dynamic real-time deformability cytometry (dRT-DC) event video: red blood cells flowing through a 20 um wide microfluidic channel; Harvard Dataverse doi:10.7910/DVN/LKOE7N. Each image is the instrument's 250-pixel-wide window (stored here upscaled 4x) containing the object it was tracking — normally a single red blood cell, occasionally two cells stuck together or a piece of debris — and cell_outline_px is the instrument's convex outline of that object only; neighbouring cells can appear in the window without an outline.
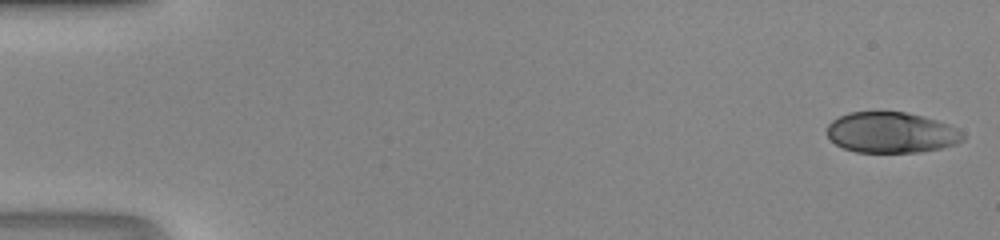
{"species": "human", "species_latin": "Homo sapiens", "temperature_condition": "room temperature", "stored_images_in_passage": 47, "camera_frame_rate_fps": 3000, "um_per_image_px": 0.085, "donor": {"sex": "male"}, "frame": {"image": 1, "passage_image": 1, "time_ms": 0.0, "image_size_px": [1000, 240], "cell_outline_px": [[964, 140], [956, 144], [940, 148], [920, 152], [856, 152], [844, 148], [836, 144], [828, 136], [828, 124], [832, 120], [848, 112], [904, 112], [924, 116], [948, 124], [964, 132]], "centroid_in_image_um": [75.78, 11.26], "position_along_channel_um": 9.2, "area_um2": 32.25}}
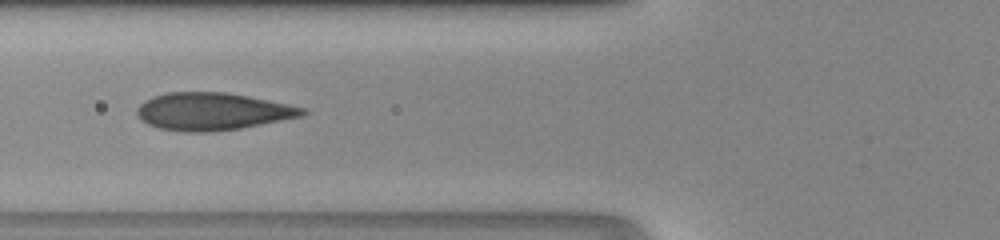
{"frame": {"image": 2, "passage_image": 19, "time_ms": 6.0, "image_size_px": [1000, 240], "cell_outline_px": [[308, 112], [304, 116], [240, 128], [208, 132], [184, 132], [160, 128], [148, 124], [140, 120], [136, 116], [136, 108], [144, 100], [152, 96], [168, 92], [224, 92], [248, 96], [308, 108]], "centroid_in_image_um": [18.05, 9.47], "position_along_channel_um": 107.8, "area_um2": 36.3}}
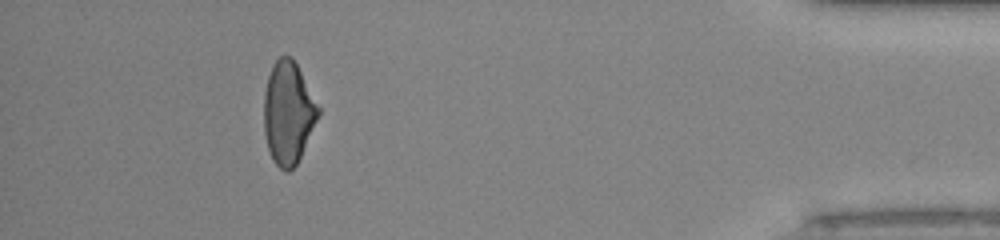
{"frame": {"image": 3, "passage_image": 43, "time_ms": 14.0, "image_size_px": [1000, 240], "cell_outline_px": [[320, 116], [296, 164], [288, 172], [284, 172], [272, 160], [268, 148], [264, 132], [264, 92], [268, 76], [272, 64], [280, 56], [292, 56], [320, 108]], "centroid_in_image_um": [24.49, 9.59], "position_along_channel_um": 410.7, "area_um2": 32.48}}